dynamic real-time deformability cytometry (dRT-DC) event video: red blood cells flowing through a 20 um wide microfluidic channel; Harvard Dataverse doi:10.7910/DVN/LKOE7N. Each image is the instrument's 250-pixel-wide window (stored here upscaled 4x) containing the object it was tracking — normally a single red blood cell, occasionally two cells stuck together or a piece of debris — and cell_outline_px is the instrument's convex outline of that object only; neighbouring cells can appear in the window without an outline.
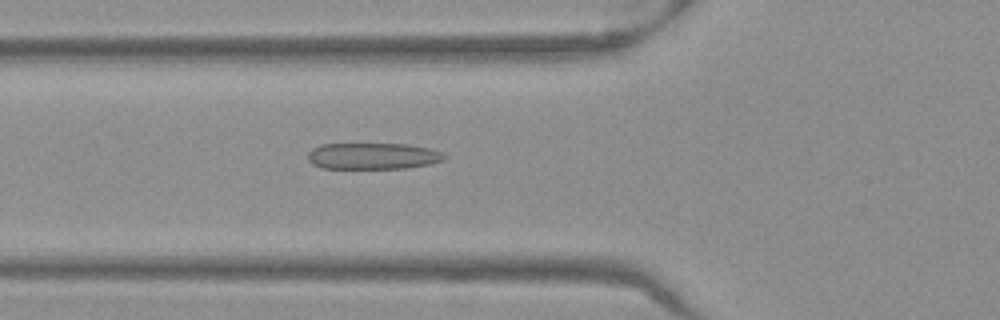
{"species": "Egyptian fruit bat (a non-hibernating species)", "species_latin": "Rousettus aegyptiacus", "temperature_condition": "warm", "stored_images_in_passage": 50, "camera_frame_rate_fps": 3000, "um_per_image_px": 0.085, "frame": {"image": 1, "passage_image": 18, "time_ms": 5.667, "image_size_px": [1000, 320], "cell_outline_px": [[448, 156], [444, 160], [432, 164], [408, 168], [320, 168], [312, 164], [308, 160], [308, 152], [312, 148], [320, 144], [408, 144], [428, 148], [440, 152]], "centroid_in_image_um": [31.69, 13.27], "position_along_channel_um": 94.1, "area_um2": 21.15}}
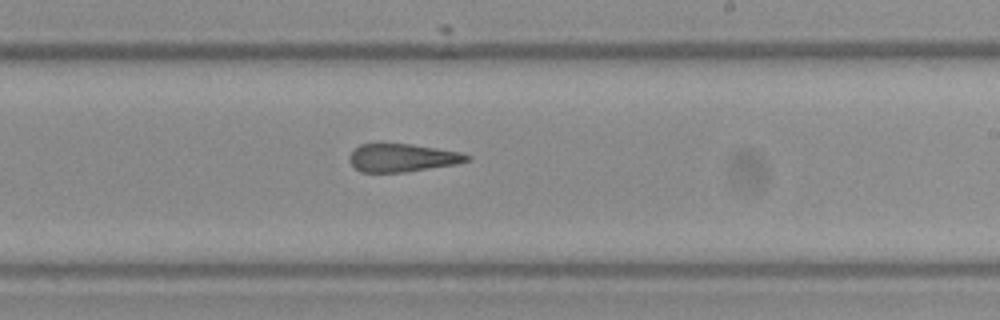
{"frame": {"image": 2, "passage_image": 30, "time_ms": 9.667, "image_size_px": [1000, 320], "cell_outline_px": [[472, 160], [456, 164], [404, 172], [360, 172], [348, 160], [348, 156], [360, 144], [380, 140], [412, 144], [464, 152], [472, 156]], "centroid_in_image_um": [34.2, 13.36], "position_along_channel_um": 254.8, "area_um2": 20.06}}
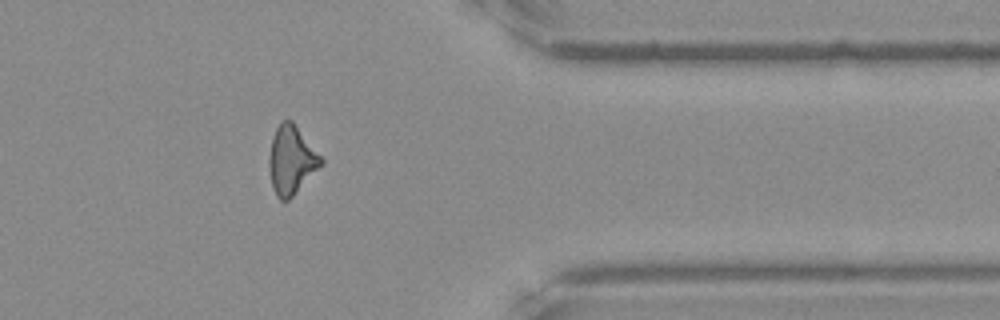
{"frame": {"image": 3, "passage_image": 41, "time_ms": 13.333, "image_size_px": [1000, 320], "cell_outline_px": [[324, 164], [288, 200], [280, 200], [276, 196], [272, 188], [268, 168], [268, 160], [272, 136], [280, 120], [292, 120], [324, 160]], "centroid_in_image_um": [24.75, 13.6], "position_along_channel_um": 386.7, "area_um2": 20.87}, "authors_computed_cell_mechanics": {"area_um2": 20.7791, "velocity_mm_per_s": 4.007, "shape_relaxation_time_tau1_ms": null, "shape_relaxation_time_tau2_ms": 3.3018, "deformation_change_tau1": null, "deformation_change_tau2": 0.1364}}